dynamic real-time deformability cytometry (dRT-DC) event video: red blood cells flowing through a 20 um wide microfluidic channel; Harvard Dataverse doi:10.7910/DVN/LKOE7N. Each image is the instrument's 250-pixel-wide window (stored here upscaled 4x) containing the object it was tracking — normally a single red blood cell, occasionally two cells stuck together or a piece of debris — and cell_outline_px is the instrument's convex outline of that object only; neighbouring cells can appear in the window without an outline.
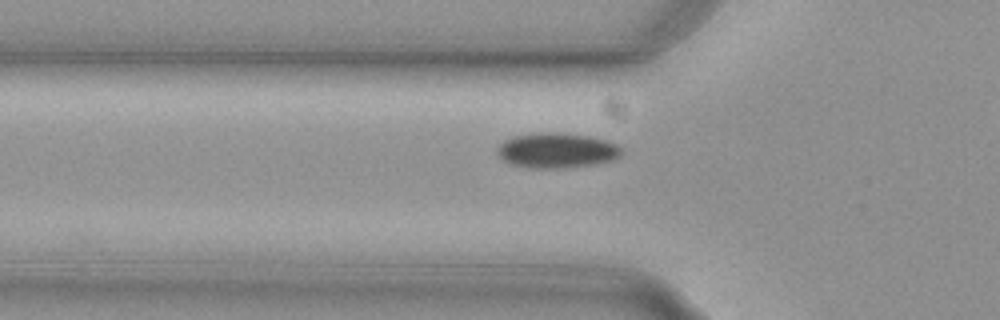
{"species": "common noctule bat (a hibernating species)", "species_latin": "Nyctalus noctula", "temperature_condition": "cold", "stored_images_in_passage": 35, "camera_frame_rate_fps": 3000, "um_per_image_px": 0.085, "animal": {"sex": "female", "body_mass_g": 29.2, "forearm_length_mm": 56.3}, "frame": {"image": 1, "passage_image": 5, "time_ms": 1.333, "image_size_px": [1000, 320], "cell_outline_px": [[624, 152], [620, 156], [612, 160], [592, 164], [564, 168], [528, 168], [508, 164], [496, 152], [496, 148], [504, 140], [516, 136], [540, 132], [552, 132], [588, 136], [612, 140]], "centroid_in_image_um": [47.33, 12.79], "position_along_channel_um": 78.5, "area_um2": 25.55}}
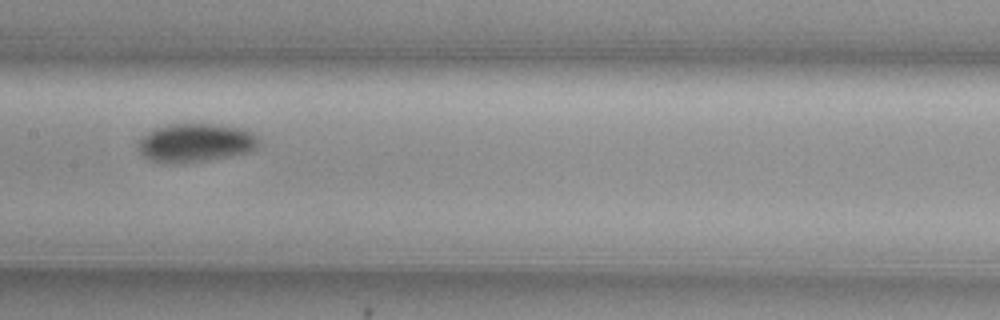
{"frame": {"image": 2, "passage_image": 14, "time_ms": 4.333, "image_size_px": [1000, 320], "cell_outline_px": [[260, 144], [256, 148], [248, 152], [224, 156], [196, 160], [152, 160], [144, 156], [136, 148], [136, 140], [152, 128], [172, 124], [220, 124], [248, 128], [260, 140]], "centroid_in_image_um": [16.64, 12.05], "position_along_channel_um": 190.8, "area_um2": 26.53}}
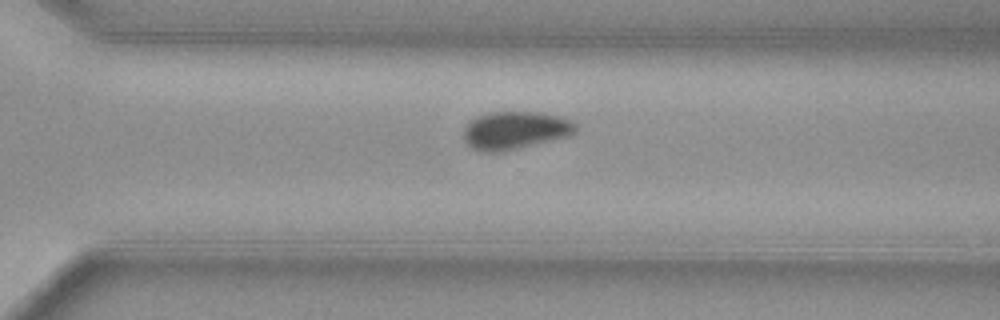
{"frame": {"image": 3, "passage_image": 25, "time_ms": 8.0, "image_size_px": [1000, 320], "cell_outline_px": [[576, 132], [568, 136], [504, 152], [480, 152], [472, 148], [464, 140], [464, 124], [476, 116], [488, 112], [536, 112], [560, 116], [572, 120], [576, 124]], "centroid_in_image_um": [43.75, 11.08], "position_along_channel_um": 326.8, "area_um2": 25.03}, "authors_computed_cell_mechanics": {"area_um2": 25.0274, "velocity_mm_per_s": 3.7283, "shape_relaxation_time_tau1_ms": 3.7667, "shape_relaxation_time_tau2_ms": null, "deformation_change_tau1": 0.069, "deformation_change_tau2": null}}